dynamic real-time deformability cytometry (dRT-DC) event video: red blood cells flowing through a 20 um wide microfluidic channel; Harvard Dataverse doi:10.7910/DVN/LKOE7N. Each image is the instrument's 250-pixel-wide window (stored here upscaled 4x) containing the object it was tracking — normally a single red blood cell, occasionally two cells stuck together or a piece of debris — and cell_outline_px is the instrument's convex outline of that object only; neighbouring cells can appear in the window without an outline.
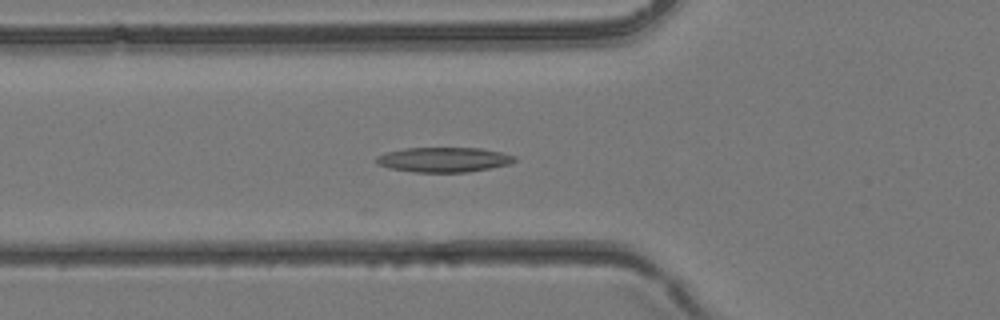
{"species": "common noctule bat (a hibernating species)", "species_latin": "Nyctalus noctula", "temperature_condition": "room temperature", "stored_images_in_passage": 3, "camera_frame_rate_fps": 3000, "um_per_image_px": 0.085, "animal": {"sex": "female", "body_mass_g": 24.6, "forearm_length_mm": 56.2}, "frame": {"image": 1, "passage_image": 3, "time_ms": 0.667, "image_size_px": [1000, 320], "cell_outline_px": [[516, 160], [512, 164], [492, 168], [468, 172], [416, 172], [388, 168], [376, 164], [376, 156], [384, 152], [404, 148], [480, 148], [500, 152], [516, 156]], "centroid_in_image_um": [37.71, 13.57], "position_along_channel_um": 88.1, "area_um2": 20.23}}